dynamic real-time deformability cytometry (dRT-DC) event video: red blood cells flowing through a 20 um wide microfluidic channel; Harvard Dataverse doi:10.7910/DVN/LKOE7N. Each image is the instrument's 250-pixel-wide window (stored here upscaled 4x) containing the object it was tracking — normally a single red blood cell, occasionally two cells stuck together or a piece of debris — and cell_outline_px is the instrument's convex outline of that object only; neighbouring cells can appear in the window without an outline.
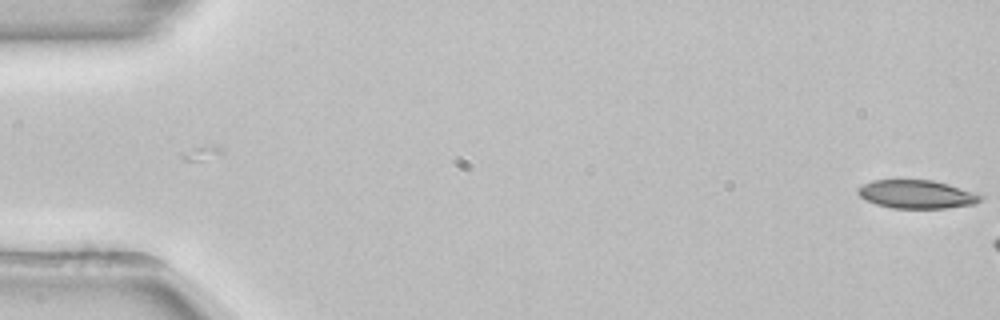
{"species": "common noctule bat (a hibernating species)", "species_latin": "Nyctalus noctula", "temperature_condition": "room temperature", "stored_images_in_passage": 6, "camera_frame_rate_fps": 3000, "um_per_image_px": 0.085, "animal": {"sex": "female", "body_mass_g": 22.7, "forearm_length_mm": 54.2}, "frame": {"image": 1, "passage_image": 6, "time_ms": 1.667, "image_size_px": [1000, 320], "cell_outline_px": [[984, 200], [976, 204], [944, 208], [892, 208], [876, 204], [860, 196], [856, 192], [856, 188], [872, 180], [932, 180], [984, 192]], "centroid_in_image_um": [78.05, 16.5], "position_along_channel_um": 6.9, "area_um2": 20.81}}